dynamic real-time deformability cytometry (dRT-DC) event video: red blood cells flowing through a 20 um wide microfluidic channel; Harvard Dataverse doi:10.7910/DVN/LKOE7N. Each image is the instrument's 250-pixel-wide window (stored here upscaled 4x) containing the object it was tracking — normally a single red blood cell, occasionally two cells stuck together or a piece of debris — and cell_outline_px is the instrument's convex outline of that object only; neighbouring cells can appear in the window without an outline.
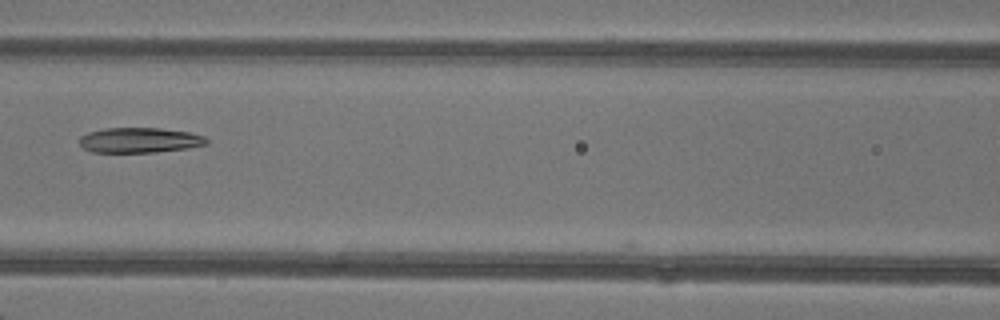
{"species": "common noctule bat (a hibernating species)", "species_latin": "Nyctalus noctula", "temperature_condition": "warm", "stored_images_in_passage": 8, "camera_frame_rate_fps": 3000, "um_per_image_px": 0.085, "animal": {"sex": "female"}, "frame": {"image": 1, "passage_image": 7, "time_ms": 8.0, "image_size_px": [1000, 320], "cell_outline_px": [[208, 144], [188, 148], [156, 152], [92, 152], [84, 148], [80, 144], [80, 136], [88, 132], [104, 128], [160, 128], [188, 132], [204, 136], [208, 140]], "centroid_in_image_um": [11.87, 11.91], "position_along_channel_um": 154.7, "area_um2": 18.61}}
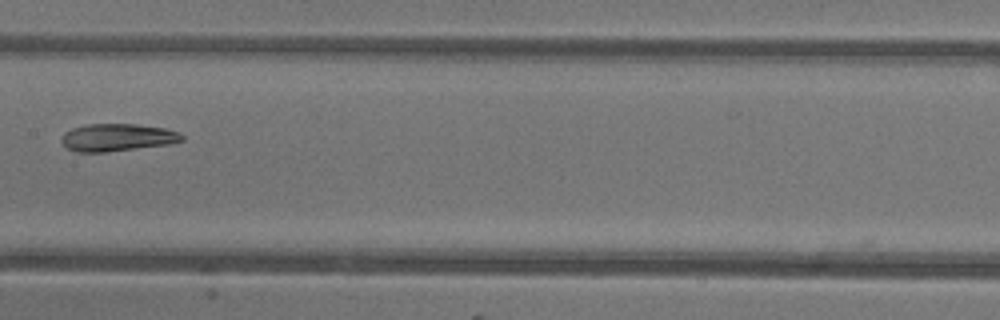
{"frame": {"image": 2, "passage_image": 8, "time_ms": 9.0, "image_size_px": [1000, 320], "cell_outline_px": [[184, 140], [168, 144], [104, 152], [76, 152], [68, 148], [60, 140], [64, 132], [72, 128], [88, 124], [136, 124], [164, 128], [180, 132], [184, 136]], "centroid_in_image_um": [9.97, 11.67], "position_along_channel_um": 197.4, "area_um2": 19.19}}